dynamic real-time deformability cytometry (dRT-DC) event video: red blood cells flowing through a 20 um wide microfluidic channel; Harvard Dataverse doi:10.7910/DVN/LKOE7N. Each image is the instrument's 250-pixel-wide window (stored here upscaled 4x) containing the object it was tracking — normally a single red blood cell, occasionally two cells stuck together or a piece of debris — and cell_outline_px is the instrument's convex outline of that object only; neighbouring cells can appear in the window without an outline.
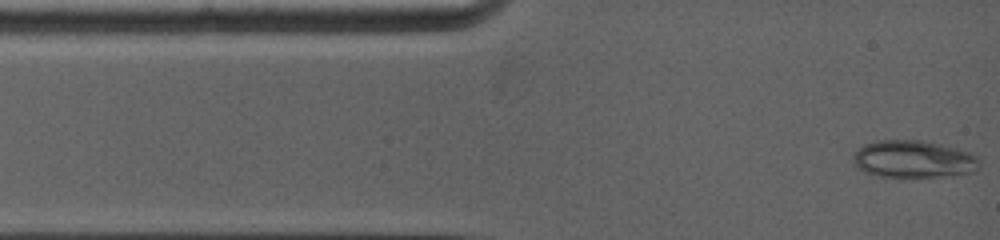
{"species": "common noctule bat (a hibernating species)", "species_latin": "Nyctalus noctula", "temperature_condition": "warm", "stored_images_in_passage": 64, "camera_frame_rate_fps": 5000, "um_per_image_px": 0.085, "animal": {"sex": "female", "body_mass_g": 19.0, "forearm_length_mm": 53.3}, "frame": {"image": 1, "passage_image": 1, "time_ms": 0.0, "image_size_px": [1000, 240], "cell_outline_px": [[980, 168], [972, 172], [940, 176], [880, 176], [864, 172], [852, 160], [852, 156], [864, 144], [876, 140], [920, 140], [940, 144], [972, 152], [976, 156], [980, 164]], "centroid_in_image_um": [77.66, 13.51], "position_along_channel_um": 7.3, "area_um2": 27.22}}
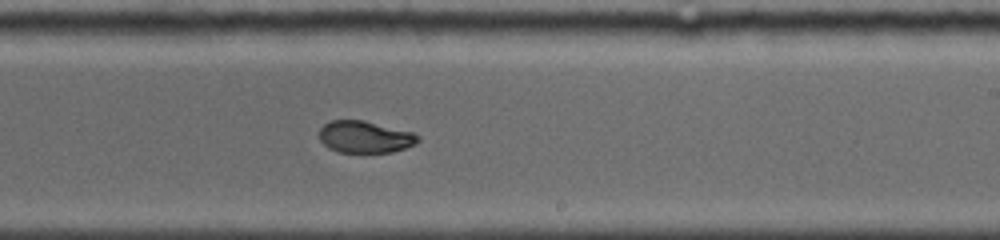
{"frame": {"image": 2, "passage_image": 21, "time_ms": 7.4, "image_size_px": [1000, 240], "cell_outline_px": [[420, 140], [416, 144], [392, 152], [340, 152], [328, 148], [320, 140], [320, 128], [328, 120], [364, 120], [412, 132], [420, 136]], "centroid_in_image_um": [31.02, 11.63], "position_along_channel_um": 258.0, "area_um2": 18.38}}
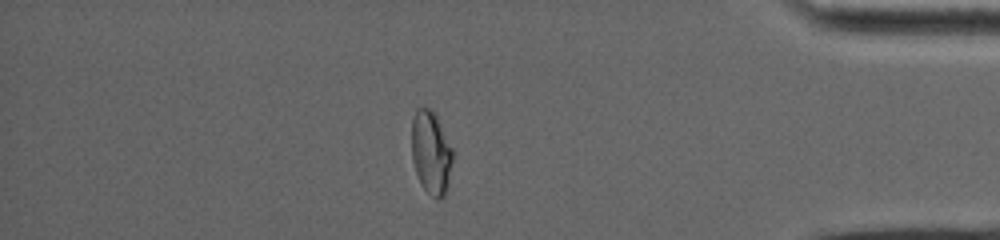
{"frame": {"image": 3, "passage_image": 46, "time_ms": 11.8, "image_size_px": [1000, 240], "cell_outline_px": [[452, 160], [448, 188], [444, 196], [436, 200], [420, 184], [412, 160], [412, 120], [416, 108], [428, 108], [436, 116], [452, 148]], "centroid_in_image_um": [36.63, 13.0], "position_along_channel_um": 398.6, "area_um2": 19.77}, "authors_computed_cell_mechanics": {"area_um2": 19.7676, "velocity_mm_per_s": 4.0101, "shape_relaxation_time_tau1_ms": null, "shape_relaxation_time_tau2_ms": 0.7566, "deformation_change_tau1": null, "deformation_change_tau2": 0.0447}}